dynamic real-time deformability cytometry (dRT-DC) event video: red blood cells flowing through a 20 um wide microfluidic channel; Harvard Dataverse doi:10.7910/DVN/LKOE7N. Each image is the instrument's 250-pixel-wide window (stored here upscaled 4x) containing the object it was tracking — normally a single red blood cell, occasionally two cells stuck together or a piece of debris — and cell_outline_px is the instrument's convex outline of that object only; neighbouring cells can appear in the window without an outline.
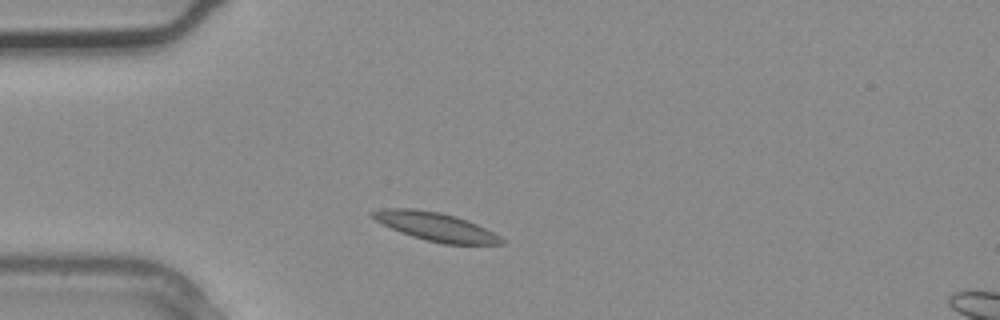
{"species": "common noctule bat (a hibernating species)", "species_latin": "Nyctalus noctula", "temperature_condition": "warm", "stored_images_in_passage": 2, "segment_of_instrument_passage": [1, 2], "camera_frame_rate_fps": 3000, "um_per_image_px": 0.085, "animal": {"sex": "male", "body_mass_g": 20.4}, "frame": {"image": 1, "passage_image": 1, "time_ms": 0.0, "image_size_px": [1000, 320], "cell_outline_px": [[508, 244], [444, 244], [412, 236], [392, 228], [376, 220], [368, 212], [384, 208], [416, 208], [440, 212], [456, 216], [468, 220], [500, 236]], "centroid_in_image_um": [37.05, 19.25], "position_along_channel_um": 47.9, "area_um2": 21.21}}